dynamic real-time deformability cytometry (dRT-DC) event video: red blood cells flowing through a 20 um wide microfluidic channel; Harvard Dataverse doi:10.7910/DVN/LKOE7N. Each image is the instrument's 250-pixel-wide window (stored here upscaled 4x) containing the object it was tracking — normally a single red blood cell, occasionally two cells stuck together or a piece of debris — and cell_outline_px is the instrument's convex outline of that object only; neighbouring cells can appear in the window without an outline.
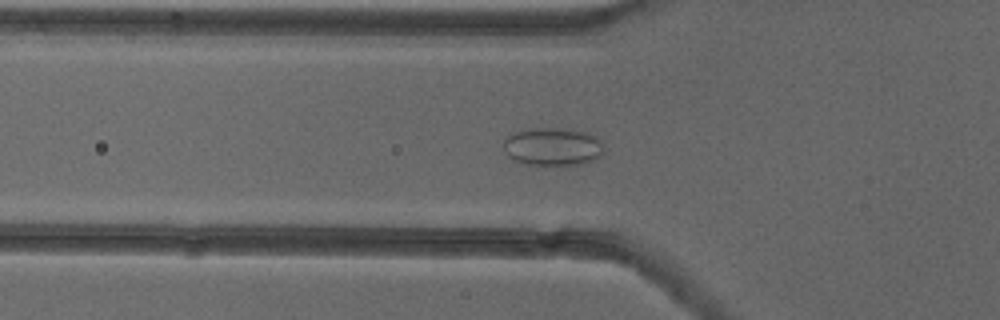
{"species": "common noctule bat (a hibernating species)", "species_latin": "Nyctalus noctula", "temperature_condition": "cold", "stored_images_in_passage": 52, "camera_frame_rate_fps": 3000, "um_per_image_px": 0.085, "animal": {"sex": "female"}, "frame": {"image": 1, "passage_image": 18, "time_ms": 5.667, "image_size_px": [1000, 320], "cell_outline_px": [[604, 152], [600, 156], [592, 160], [580, 164], [524, 164], [508, 156], [504, 152], [504, 136], [528, 128], [568, 128], [588, 132], [600, 140], [604, 148]], "centroid_in_image_um": [46.97, 12.44], "position_along_channel_um": 78.8, "area_um2": 22.31}}
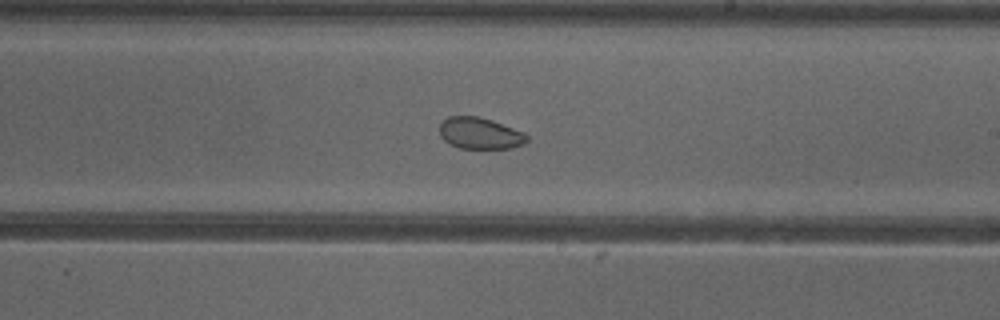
{"frame": {"image": 2, "passage_image": 31, "time_ms": 10.0, "image_size_px": [1000, 320], "cell_outline_px": [[528, 140], [524, 144], [512, 148], [460, 148], [444, 140], [440, 136], [440, 124], [448, 116], [480, 116], [492, 120], [524, 132], [528, 136]], "centroid_in_image_um": [40.81, 11.32], "position_along_channel_um": 248.2, "area_um2": 16.01}}
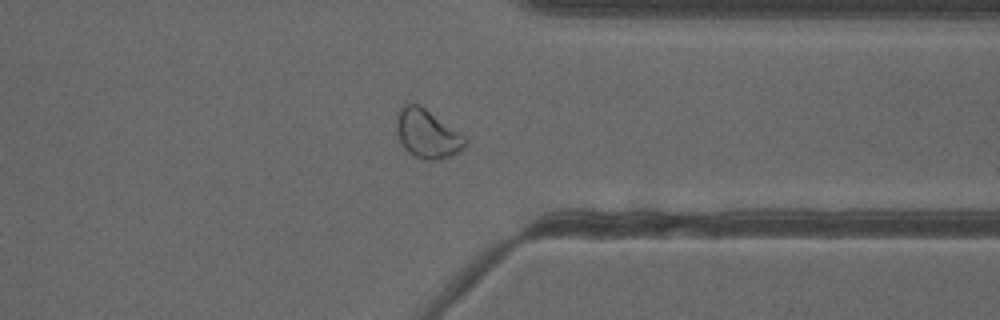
{"frame": {"image": 3, "passage_image": 41, "time_ms": 13.333, "image_size_px": [1000, 320], "cell_outline_px": [[468, 144], [460, 152], [452, 156], [440, 160], [424, 160], [408, 152], [404, 148], [396, 132], [396, 116], [400, 104], [420, 104], [464, 136], [468, 140]], "centroid_in_image_um": [36.31, 11.38], "position_along_channel_um": 375.1, "area_um2": 19.77}, "authors_computed_cell_mechanics": {"area_um2": 21.6461, "velocity_mm_per_s": 3.896, "shape_relaxation_time_tau1_ms": null, "shape_relaxation_time_tau2_ms": 3.5269, "deformation_change_tau1": null, "deformation_change_tau2": 0.0645}}